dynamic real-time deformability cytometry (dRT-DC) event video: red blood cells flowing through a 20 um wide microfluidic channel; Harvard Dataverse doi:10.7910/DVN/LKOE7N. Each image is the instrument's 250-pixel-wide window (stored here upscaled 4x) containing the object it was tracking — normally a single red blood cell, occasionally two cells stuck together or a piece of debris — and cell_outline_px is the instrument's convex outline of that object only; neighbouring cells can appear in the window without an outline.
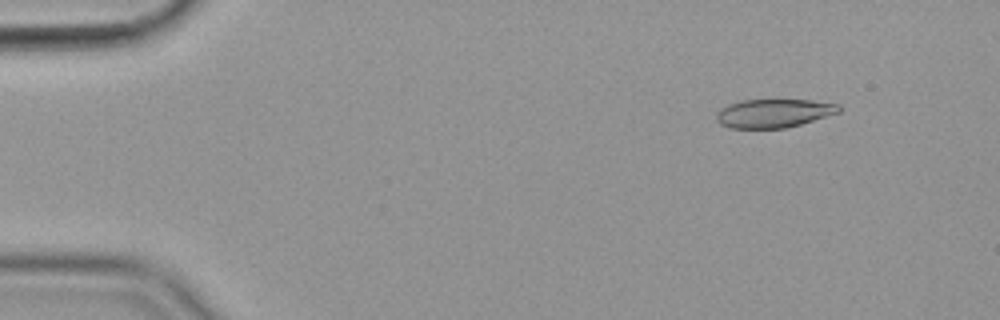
{"species": "common noctule bat (a hibernating species)", "species_latin": "Nyctalus noctula", "temperature_condition": "cold", "stored_images_in_passage": 56, "camera_frame_rate_fps": 3000, "um_per_image_px": 0.085, "animal": {"sex": "female", "body_mass_g": 19.9}, "frame": {"image": 1, "passage_image": 6, "time_ms": 1.667, "image_size_px": [1000, 320], "cell_outline_px": [[840, 112], [800, 124], [784, 128], [728, 128], [720, 124], [716, 120], [716, 112], [720, 108], [728, 104], [744, 100], [808, 100], [840, 104]], "centroid_in_image_um": [65.72, 9.63], "position_along_channel_um": 19.3, "area_um2": 20.35}}
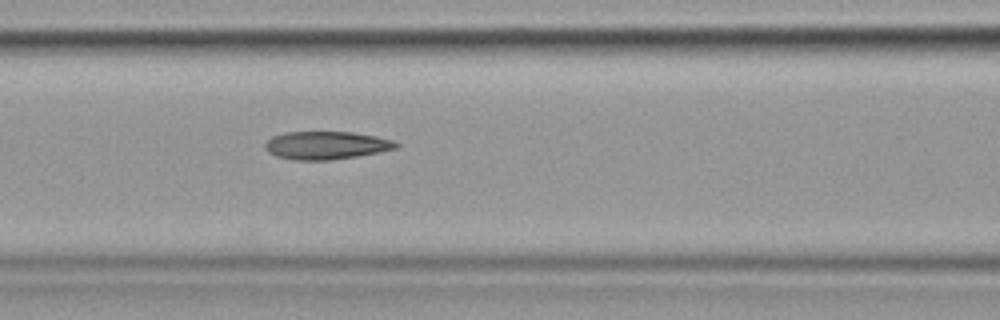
{"frame": {"image": 2, "passage_image": 24, "time_ms": 7.667, "image_size_px": [1000, 320], "cell_outline_px": [[400, 144], [396, 148], [380, 152], [356, 156], [328, 160], [296, 160], [276, 156], [268, 152], [264, 148], [264, 144], [272, 136], [284, 132], [352, 132], [376, 136], [392, 140]], "centroid_in_image_um": [27.7, 12.35], "position_along_channel_um": 138.9, "area_um2": 21.33}}
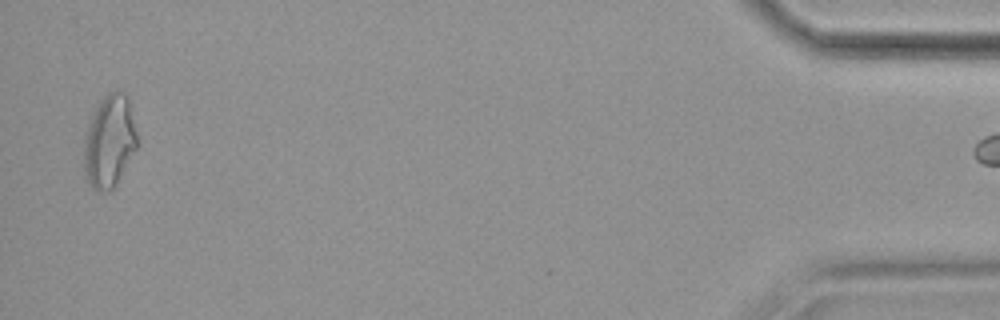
{"frame": {"image": 3, "passage_image": 55, "time_ms": 18.0, "image_size_px": [1000, 320], "cell_outline_px": [[136, 148], [112, 192], [96, 192], [92, 188], [84, 176], [84, 136], [92, 112], [104, 96], [108, 92], [120, 88], [128, 96], [136, 132]], "centroid_in_image_um": [9.27, 12.02], "position_along_channel_um": 425.9, "area_um2": 29.07}}